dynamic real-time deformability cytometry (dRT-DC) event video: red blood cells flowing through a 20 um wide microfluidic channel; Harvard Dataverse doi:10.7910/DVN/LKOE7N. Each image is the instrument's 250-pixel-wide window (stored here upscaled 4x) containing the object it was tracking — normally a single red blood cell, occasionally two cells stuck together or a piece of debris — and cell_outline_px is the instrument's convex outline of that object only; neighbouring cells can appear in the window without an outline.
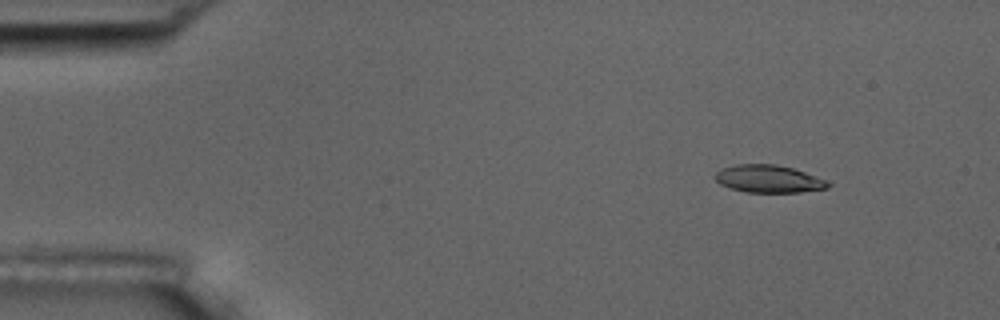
{"species": "common noctule bat (a hibernating species)", "species_latin": "Nyctalus noctula", "temperature_condition": "room temperature", "stored_images_in_passage": 4, "segment_of_instrument_passage": [2, 2], "camera_frame_rate_fps": 3000, "um_per_image_px": 0.085, "animal": {"sex": "male", "body_mass_g": 17.5, "forearm_length_mm": 52.3}, "frame": {"image": 1, "passage_image": 4, "time_ms": 20.333, "image_size_px": [1000, 320], "cell_outline_px": [[832, 184], [828, 188], [800, 192], [744, 192], [728, 188], [720, 184], [712, 176], [716, 172], [724, 168], [736, 164], [776, 164], [792, 168], [804, 172], [824, 180]], "centroid_in_image_um": [65.28, 15.21], "position_along_channel_um": 19.7, "area_um2": 18.09}}